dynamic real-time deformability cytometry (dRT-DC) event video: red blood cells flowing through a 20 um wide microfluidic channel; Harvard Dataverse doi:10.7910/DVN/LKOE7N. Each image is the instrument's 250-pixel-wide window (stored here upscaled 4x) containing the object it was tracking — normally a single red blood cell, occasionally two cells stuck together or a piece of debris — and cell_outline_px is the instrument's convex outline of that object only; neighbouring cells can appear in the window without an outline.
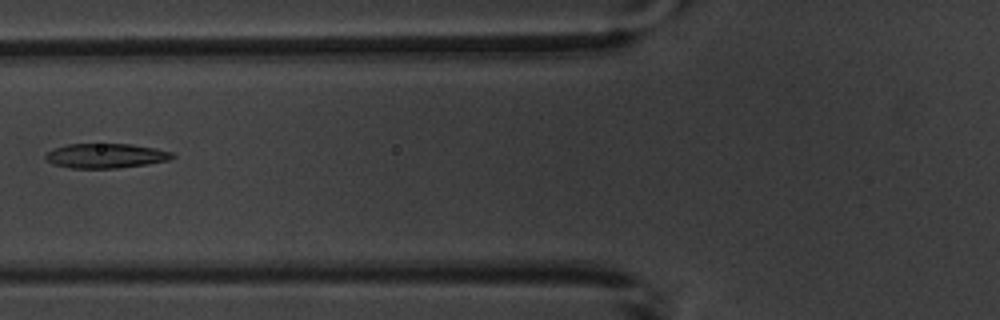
{"species": "common noctule bat (a hibernating species)", "species_latin": "Nyctalus noctula", "temperature_condition": "warm", "stored_images_in_passage": 3, "camera_frame_rate_fps": 3000, "um_per_image_px": 0.085, "animal": {"sex": "male", "body_mass_g": 20.1, "forearm_length_mm": 53.5}, "frame": {"image": 1, "passage_image": 2, "time_ms": 2.0, "image_size_px": [1000, 320], "cell_outline_px": [[176, 156], [168, 160], [148, 164], [116, 168], [72, 168], [52, 164], [44, 160], [44, 156], [52, 148], [68, 144], [132, 144], [156, 148], [172, 152]], "centroid_in_image_um": [8.96, 13.24], "position_along_channel_um": 116.8, "area_um2": 18.32}}
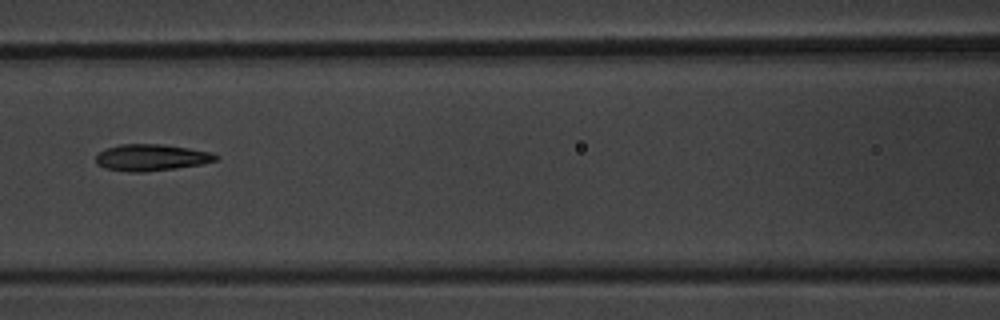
{"frame": {"image": 2, "passage_image": 3, "time_ms": 3.0, "image_size_px": [1000, 320], "cell_outline_px": [[220, 156], [216, 160], [200, 164], [176, 168], [144, 172], [128, 172], [104, 168], [96, 164], [96, 156], [100, 152], [108, 148], [120, 144], [164, 144], [212, 152]], "centroid_in_image_um": [12.86, 13.39], "position_along_channel_um": 153.7, "area_um2": 18.55}}